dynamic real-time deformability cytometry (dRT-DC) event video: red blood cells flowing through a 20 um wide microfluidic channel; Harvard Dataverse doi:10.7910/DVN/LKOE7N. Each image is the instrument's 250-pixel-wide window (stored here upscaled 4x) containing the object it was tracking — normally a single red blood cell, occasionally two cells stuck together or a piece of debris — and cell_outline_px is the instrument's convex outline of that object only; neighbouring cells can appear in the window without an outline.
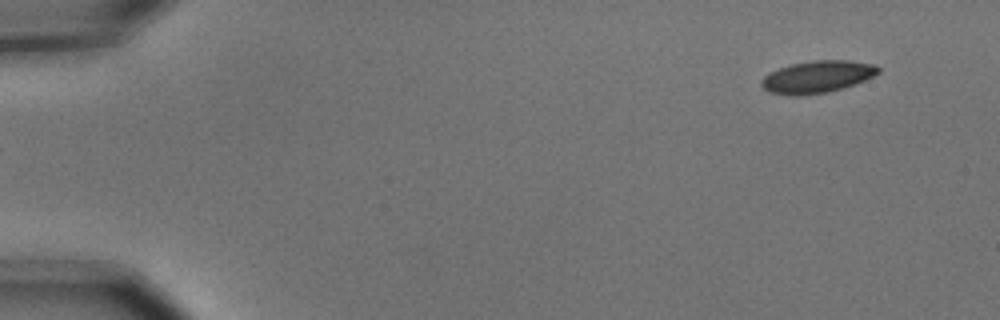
{"species": "common noctule bat (a hibernating species)", "species_latin": "Nyctalus noctula", "temperature_condition": "cold", "stored_images_in_passage": 2, "camera_frame_rate_fps": 3000, "um_per_image_px": 0.085, "animal": {"sex": "male", "body_mass_g": 15.6}, "frame": {"image": 1, "passage_image": 2, "time_ms": 0.333, "image_size_px": [1000, 320], "cell_outline_px": [[880, 72], [856, 84], [844, 88], [828, 92], [800, 96], [788, 96], [768, 92], [760, 84], [760, 80], [768, 72], [792, 64], [812, 60], [848, 60], [876, 64], [880, 68]], "centroid_in_image_um": [69.45, 6.54], "position_along_channel_um": 15.5, "area_um2": 22.2}}